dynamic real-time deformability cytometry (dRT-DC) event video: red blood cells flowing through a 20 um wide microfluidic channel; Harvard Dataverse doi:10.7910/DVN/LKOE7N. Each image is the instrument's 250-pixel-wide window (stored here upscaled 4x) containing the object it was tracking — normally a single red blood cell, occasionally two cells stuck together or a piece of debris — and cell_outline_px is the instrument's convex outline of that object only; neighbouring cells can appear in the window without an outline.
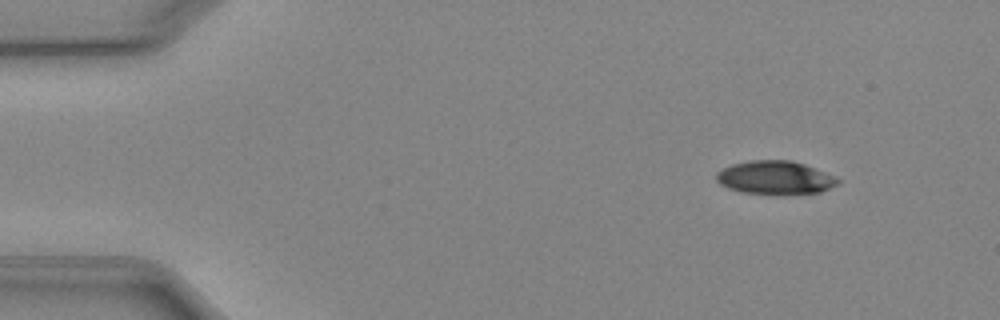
{"species": "Egyptian fruit bat (a non-hibernating species)", "species_latin": "Rousettus aegyptiacus", "temperature_condition": "cold", "stored_images_in_passage": 47, "camera_frame_rate_fps": 3000, "um_per_image_px": 0.085, "animal": {"sex": "female"}, "frame": {"image": 1, "passage_image": 1, "time_ms": 0.0, "image_size_px": [1000, 320], "cell_outline_px": [[840, 184], [820, 192], [740, 192], [728, 188], [720, 184], [716, 180], [716, 172], [732, 164], [752, 160], [792, 160], [804, 164], [836, 176], [840, 180]], "centroid_in_image_um": [65.89, 15.06], "position_along_channel_um": 19.1, "area_um2": 23.06}}
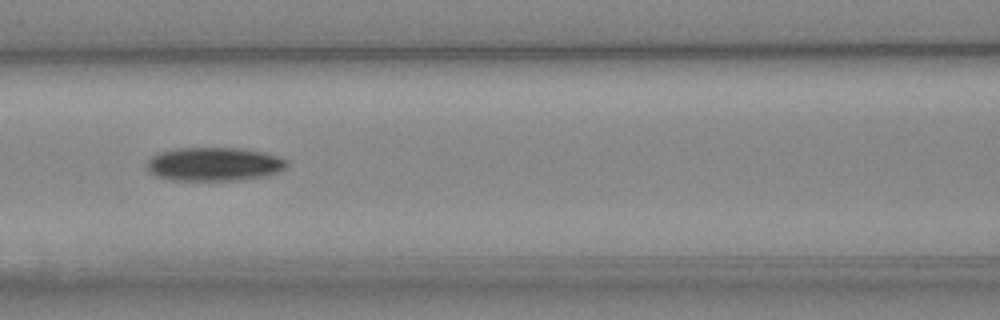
{"frame": {"image": 2, "passage_image": 18, "time_ms": 5.667, "image_size_px": [1000, 320], "cell_outline_px": [[288, 164], [280, 172], [268, 176], [236, 180], [172, 180], [156, 176], [148, 172], [148, 160], [152, 156], [160, 152], [176, 148], [236, 148], [264, 152], [288, 160]], "centroid_in_image_um": [18.21, 13.96], "position_along_channel_um": 148.4, "area_um2": 27.46}}
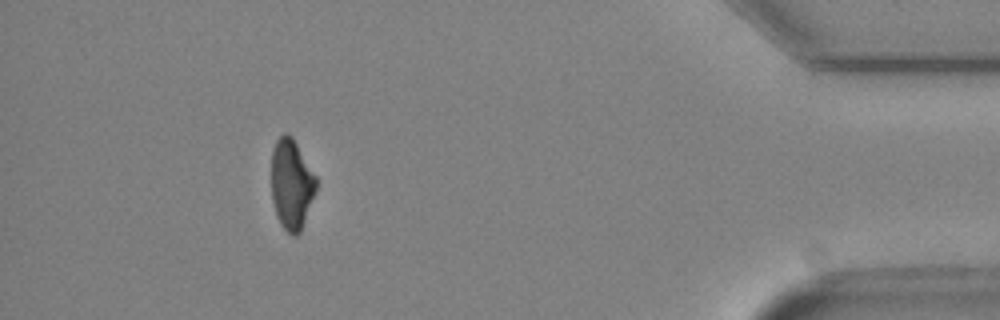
{"frame": {"image": 3, "passage_image": 42, "time_ms": 13.667, "image_size_px": [1000, 320], "cell_outline_px": [[316, 192], [300, 232], [296, 236], [292, 236], [280, 224], [276, 216], [272, 200], [272, 152], [276, 140], [284, 132], [288, 132], [292, 136], [316, 176]], "centroid_in_image_um": [24.77, 15.66], "position_along_channel_um": 410.4, "area_um2": 23.58}, "authors_computed_cell_mechanics": {"area_um2": 25.8944, "velocity_mm_per_s": 3.959, "shape_relaxation_time_tau1_ms": 2.981, "shape_relaxation_time_tau2_ms": null, "deformation_change_tau1": 0.1111, "deformation_change_tau2": null}}